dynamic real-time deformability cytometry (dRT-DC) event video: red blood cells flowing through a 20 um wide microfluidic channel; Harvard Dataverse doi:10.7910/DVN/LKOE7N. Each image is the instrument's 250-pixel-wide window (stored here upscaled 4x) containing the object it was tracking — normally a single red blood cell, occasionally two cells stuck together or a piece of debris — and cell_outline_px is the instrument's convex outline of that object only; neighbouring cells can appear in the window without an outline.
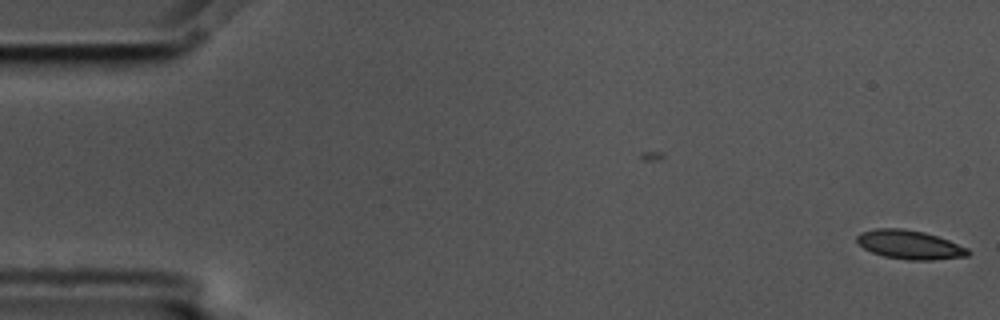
{"species": "common noctule bat (a hibernating species)", "species_latin": "Nyctalus noctula", "temperature_condition": "cold", "stored_images_in_passage": 2, "camera_frame_rate_fps": 3000, "um_per_image_px": 0.085, "animal": {"sex": "male", "body_mass_g": 17.5, "forearm_length_mm": 52.3}, "frame": {"image": 1, "passage_image": 2, "time_ms": 0.333, "image_size_px": [1000, 320], "cell_outline_px": [[972, 252], [968, 256], [932, 260], [908, 260], [884, 256], [872, 252], [864, 248], [856, 240], [856, 236], [860, 232], [876, 228], [904, 228], [924, 232], [948, 240], [968, 248]], "centroid_in_image_um": [77.32, 20.79], "position_along_channel_um": 7.7, "area_um2": 18.73}}